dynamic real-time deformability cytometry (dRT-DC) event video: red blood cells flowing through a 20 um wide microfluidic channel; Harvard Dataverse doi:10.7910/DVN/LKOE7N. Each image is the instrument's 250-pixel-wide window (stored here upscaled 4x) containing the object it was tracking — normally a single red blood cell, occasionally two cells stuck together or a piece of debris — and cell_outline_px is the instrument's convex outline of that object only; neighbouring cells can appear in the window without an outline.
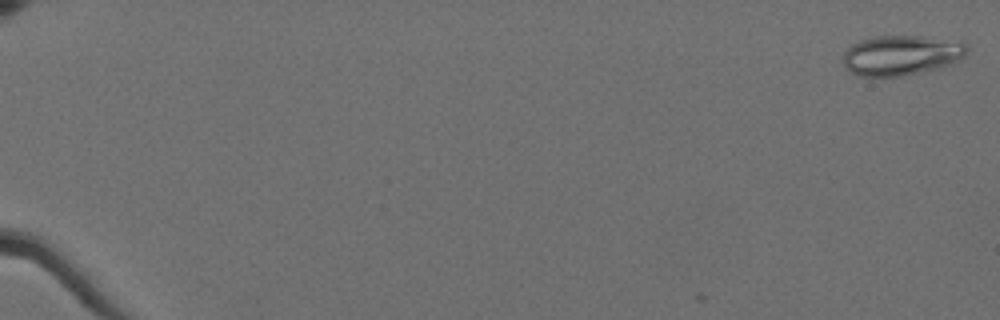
{"species": "Egyptian fruit bat (a non-hibernating species)", "species_latin": "Rousettus aegyptiacus", "temperature_condition": "cold", "stored_images_in_passage": 3, "camera_frame_rate_fps": 3000, "um_per_image_px": 0.085, "animal": {"sex": "female"}, "frame": {"image": 1, "passage_image": 1, "time_ms": 0.0, "image_size_px": [1000, 320], "cell_outline_px": [[968, 48], [964, 56], [952, 64], [940, 68], [900, 76], [856, 76], [848, 72], [844, 68], [844, 52], [852, 44], [860, 40], [876, 36], [920, 36], [960, 40], [968, 44]], "centroid_in_image_um": [76.62, 4.69], "position_along_channel_um": 8.4, "area_um2": 29.25}}